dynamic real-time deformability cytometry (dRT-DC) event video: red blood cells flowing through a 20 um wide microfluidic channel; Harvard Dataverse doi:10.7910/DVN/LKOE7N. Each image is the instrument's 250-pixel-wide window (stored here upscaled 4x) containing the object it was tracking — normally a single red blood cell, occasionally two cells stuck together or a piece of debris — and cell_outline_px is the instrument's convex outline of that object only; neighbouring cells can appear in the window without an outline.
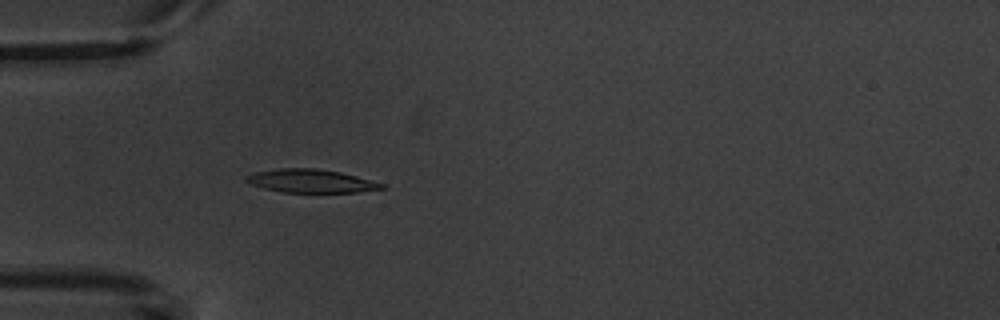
{"species": "common noctule bat (a hibernating species)", "species_latin": "Nyctalus noctula", "temperature_condition": "warm", "stored_images_in_passage": 5, "camera_frame_rate_fps": 3000, "um_per_image_px": 0.085, "animal": {"sex": "male", "body_mass_g": 20.1, "forearm_length_mm": 53.5}, "frame": {"image": 1, "passage_image": 5, "time_ms": 5.0, "image_size_px": [1000, 320], "cell_outline_px": [[388, 188], [356, 192], [280, 192], [264, 188], [252, 184], [244, 180], [244, 176], [256, 172], [280, 168], [316, 168], [340, 172], [356, 176], [384, 184]], "centroid_in_image_um": [26.42, 15.38], "position_along_channel_um": 58.6, "area_um2": 18.32}}